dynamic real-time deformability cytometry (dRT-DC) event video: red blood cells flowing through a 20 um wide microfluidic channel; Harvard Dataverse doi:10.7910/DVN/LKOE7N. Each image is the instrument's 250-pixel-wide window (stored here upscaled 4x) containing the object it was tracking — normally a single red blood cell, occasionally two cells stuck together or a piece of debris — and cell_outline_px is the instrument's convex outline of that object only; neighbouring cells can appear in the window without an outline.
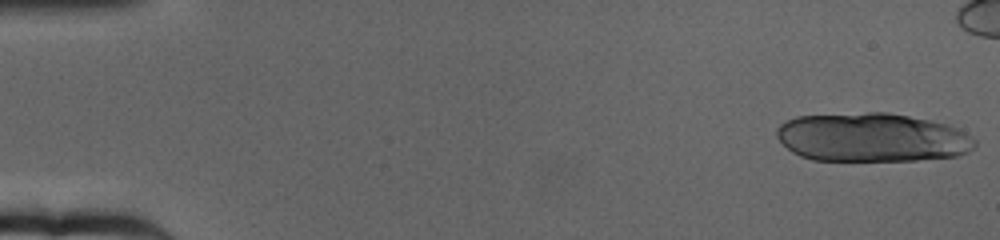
{"species": "human", "species_latin": "Homo sapiens", "temperature_condition": "cold", "stored_images_in_passage": 18, "camera_frame_rate_fps": 3000, "um_per_image_px": 0.085, "donor": {"sex": "female"}, "frame": {"image": 1, "passage_image": 1, "time_ms": 0.0, "image_size_px": [1000, 240], "cell_outline_px": [[976, 148], [960, 156], [916, 160], [812, 160], [800, 156], [792, 152], [776, 136], [776, 128], [780, 124], [796, 116], [868, 112], [888, 112], [932, 120], [948, 124], [960, 128], [972, 136], [976, 140]], "centroid_in_image_um": [74.18, 11.68], "position_along_channel_um": 10.8, "area_um2": 56.93}}